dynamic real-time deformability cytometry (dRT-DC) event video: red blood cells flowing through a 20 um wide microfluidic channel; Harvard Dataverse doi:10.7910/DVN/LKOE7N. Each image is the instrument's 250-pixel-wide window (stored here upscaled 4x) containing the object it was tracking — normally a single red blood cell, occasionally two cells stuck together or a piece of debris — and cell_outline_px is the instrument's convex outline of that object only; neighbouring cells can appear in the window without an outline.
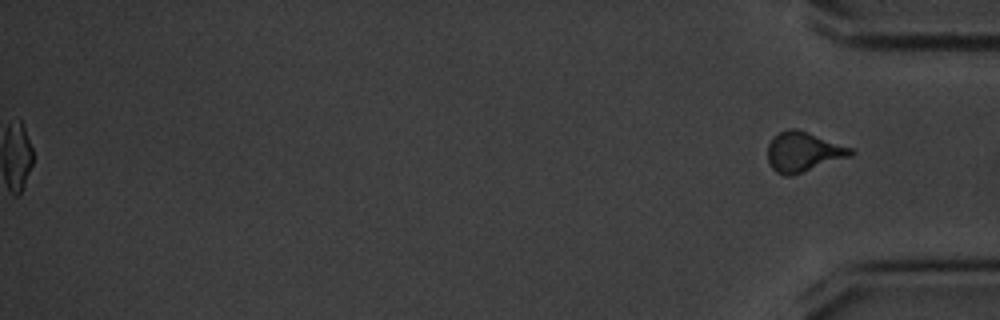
{"species": "common noctule bat (a hibernating species)", "species_latin": "Nyctalus noctula", "temperature_condition": "cold", "stored_images_in_passage": 44, "segment_of_instrument_passage": [2, 2], "camera_frame_rate_fps": 3000, "um_per_image_px": 0.085, "animal": {"sex": "male", "body_mass_g": 20.1, "forearm_length_mm": 53.5}, "frame": {"image": 1, "passage_image": 44, "time_ms": 14.333, "image_size_px": [1000, 320], "cell_outline_px": [[856, 152], [848, 156], [792, 176], [784, 176], [776, 172], [768, 164], [768, 144], [772, 136], [784, 128], [796, 128], [808, 132], [852, 148]], "centroid_in_image_um": [68.21, 12.89], "position_along_channel_um": 367.0, "area_um2": 19.31}}